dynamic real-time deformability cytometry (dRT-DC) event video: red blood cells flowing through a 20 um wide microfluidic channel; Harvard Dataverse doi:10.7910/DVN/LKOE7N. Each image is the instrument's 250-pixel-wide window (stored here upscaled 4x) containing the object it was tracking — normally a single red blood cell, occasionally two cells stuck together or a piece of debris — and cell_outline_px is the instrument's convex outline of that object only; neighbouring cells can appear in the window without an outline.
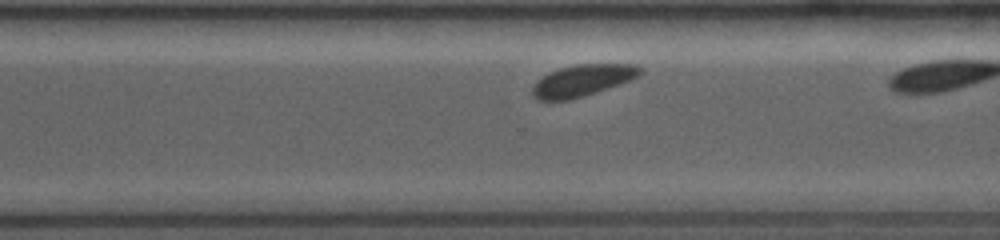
{"species": "common noctule bat (a hibernating species)", "species_latin": "Nyctalus noctula", "temperature_condition": "room temperature", "stored_images_in_passage": 24, "camera_frame_rate_fps": 4000, "um_per_image_px": 0.085, "animal": {"sex": "female", "body_mass_g": 19.0, "forearm_length_mm": 53.3}, "frame": {"image": 1, "passage_image": 17, "time_ms": 5.25, "image_size_px": [1000, 240], "cell_outline_px": [[644, 72], [640, 76], [632, 80], [584, 96], [568, 100], [536, 100], [532, 96], [532, 88], [536, 80], [560, 68], [576, 64], [636, 64], [644, 68]], "centroid_in_image_um": [49.56, 6.83], "position_along_channel_um": 321.0, "area_um2": 20.0}}
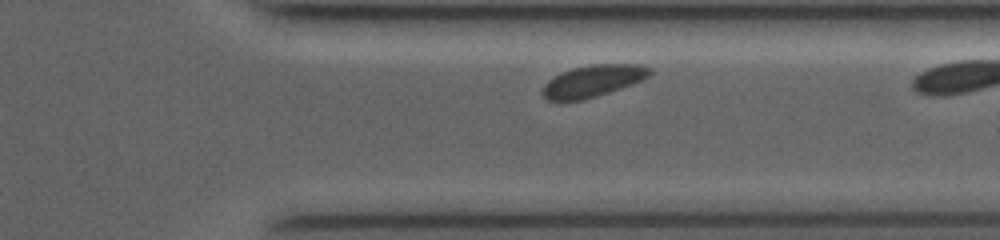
{"frame": {"image": 2, "passage_image": 21, "time_ms": 6.25, "image_size_px": [1000, 240], "cell_outline_px": [[652, 72], [644, 80], [596, 96], [580, 100], [548, 100], [540, 92], [544, 84], [548, 80], [560, 72], [572, 68], [592, 64], [640, 64], [652, 68]], "centroid_in_image_um": [50.4, 6.86], "position_along_channel_um": 361.0, "area_um2": 19.88}}